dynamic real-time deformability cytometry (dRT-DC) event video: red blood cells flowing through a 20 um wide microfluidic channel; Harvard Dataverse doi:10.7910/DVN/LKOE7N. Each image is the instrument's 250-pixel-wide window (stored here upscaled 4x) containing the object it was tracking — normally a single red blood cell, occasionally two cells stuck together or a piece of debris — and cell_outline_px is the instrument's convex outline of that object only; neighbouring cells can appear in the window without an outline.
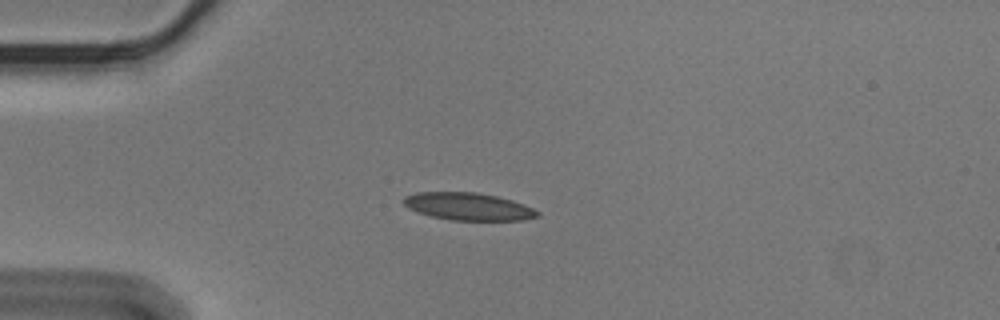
{"species": "Egyptian fruit bat (a non-hibernating species)", "species_latin": "Rousettus aegyptiacus", "temperature_condition": "cold", "stored_images_in_passage": 55, "camera_frame_rate_fps": 3000, "um_per_image_px": 0.085, "animal": {"sex": "male"}, "frame": {"image": 1, "passage_image": 14, "time_ms": 4.333, "image_size_px": [1000, 320], "cell_outline_px": [[540, 216], [520, 220], [452, 220], [432, 216], [416, 212], [408, 208], [404, 204], [404, 196], [416, 192], [476, 192], [496, 196], [512, 200], [524, 204], [540, 212]], "centroid_in_image_um": [39.8, 17.55], "position_along_channel_um": 45.2, "area_um2": 21.39}}
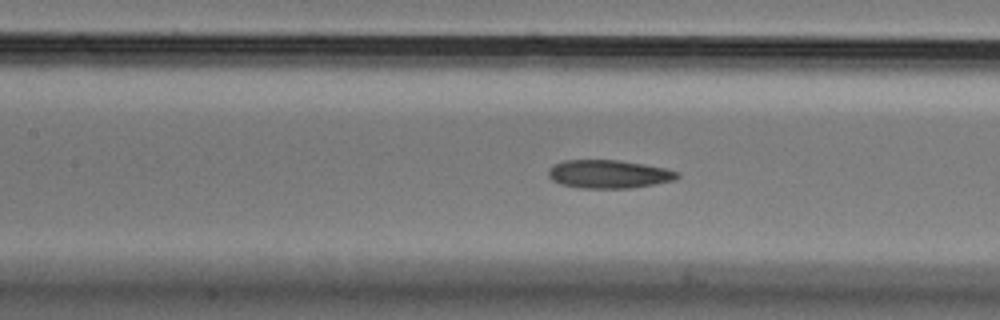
{"frame": {"image": 2, "passage_image": 25, "time_ms": 8.0, "image_size_px": [1000, 320], "cell_outline_px": [[680, 176], [676, 180], [628, 188], [580, 188], [560, 184], [552, 180], [548, 176], [548, 168], [564, 160], [620, 160], [644, 164], [664, 168], [680, 172]], "centroid_in_image_um": [51.74, 14.79], "position_along_channel_um": 155.7, "area_um2": 21.27}}
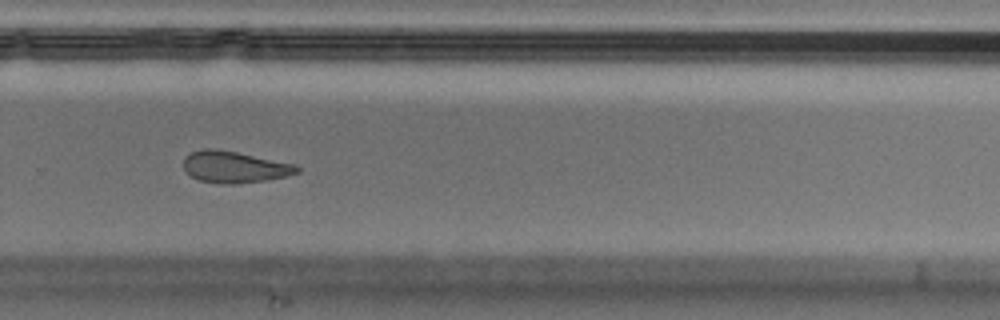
{"frame": {"image": 3, "passage_image": 38, "time_ms": 12.333, "image_size_px": [1000, 320], "cell_outline_px": [[300, 172], [288, 176], [264, 180], [236, 184], [220, 184], [200, 180], [192, 176], [184, 168], [184, 156], [192, 152], [204, 148], [216, 148], [296, 164], [300, 168]], "centroid_in_image_um": [19.95, 14.19], "position_along_channel_um": 309.8, "area_um2": 20.87}, "authors_computed_cell_mechanics": {"area_um2": 21.5016, "velocity_mm_per_s": 3.5711, "shape_relaxation_time_tau1_ms": null, "shape_relaxation_time_tau2_ms": 3.5022, "deformation_change_tau1": null, "deformation_change_tau2": 0.0958}}